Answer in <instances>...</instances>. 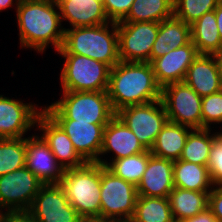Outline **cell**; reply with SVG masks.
I'll use <instances>...</instances> for the list:
<instances>
[{"instance_id":"obj_1","label":"cell","mask_w":222,"mask_h":222,"mask_svg":"<svg viewBox=\"0 0 222 222\" xmlns=\"http://www.w3.org/2000/svg\"><path fill=\"white\" fill-rule=\"evenodd\" d=\"M56 8V9H55ZM56 0L21 2L16 7L21 47L43 53L49 44L57 52L63 44L65 29Z\"/></svg>"},{"instance_id":"obj_2","label":"cell","mask_w":222,"mask_h":222,"mask_svg":"<svg viewBox=\"0 0 222 222\" xmlns=\"http://www.w3.org/2000/svg\"><path fill=\"white\" fill-rule=\"evenodd\" d=\"M161 91L149 62L119 61L110 70L107 94L115 114L128 106L159 100Z\"/></svg>"},{"instance_id":"obj_3","label":"cell","mask_w":222,"mask_h":222,"mask_svg":"<svg viewBox=\"0 0 222 222\" xmlns=\"http://www.w3.org/2000/svg\"><path fill=\"white\" fill-rule=\"evenodd\" d=\"M57 52L86 56L112 68L120 61L117 23L65 29L62 47Z\"/></svg>"},{"instance_id":"obj_4","label":"cell","mask_w":222,"mask_h":222,"mask_svg":"<svg viewBox=\"0 0 222 222\" xmlns=\"http://www.w3.org/2000/svg\"><path fill=\"white\" fill-rule=\"evenodd\" d=\"M62 98L42 107L52 119H70L88 124L107 125L116 115L107 91H63Z\"/></svg>"},{"instance_id":"obj_5","label":"cell","mask_w":222,"mask_h":222,"mask_svg":"<svg viewBox=\"0 0 222 222\" xmlns=\"http://www.w3.org/2000/svg\"><path fill=\"white\" fill-rule=\"evenodd\" d=\"M100 184L101 164L98 162L65 169L60 183L69 203L83 219H100Z\"/></svg>"},{"instance_id":"obj_6","label":"cell","mask_w":222,"mask_h":222,"mask_svg":"<svg viewBox=\"0 0 222 222\" xmlns=\"http://www.w3.org/2000/svg\"><path fill=\"white\" fill-rule=\"evenodd\" d=\"M60 55L66 59L60 74L63 91H107L111 70L107 64L82 55Z\"/></svg>"},{"instance_id":"obj_7","label":"cell","mask_w":222,"mask_h":222,"mask_svg":"<svg viewBox=\"0 0 222 222\" xmlns=\"http://www.w3.org/2000/svg\"><path fill=\"white\" fill-rule=\"evenodd\" d=\"M100 219L129 222L138 197L137 187L101 165Z\"/></svg>"},{"instance_id":"obj_8","label":"cell","mask_w":222,"mask_h":222,"mask_svg":"<svg viewBox=\"0 0 222 222\" xmlns=\"http://www.w3.org/2000/svg\"><path fill=\"white\" fill-rule=\"evenodd\" d=\"M116 115L147 150L153 147L157 135L168 122L166 109L161 99L143 105L125 107Z\"/></svg>"},{"instance_id":"obj_9","label":"cell","mask_w":222,"mask_h":222,"mask_svg":"<svg viewBox=\"0 0 222 222\" xmlns=\"http://www.w3.org/2000/svg\"><path fill=\"white\" fill-rule=\"evenodd\" d=\"M161 100L168 121L202 129V97L184 81L171 83L162 88Z\"/></svg>"},{"instance_id":"obj_10","label":"cell","mask_w":222,"mask_h":222,"mask_svg":"<svg viewBox=\"0 0 222 222\" xmlns=\"http://www.w3.org/2000/svg\"><path fill=\"white\" fill-rule=\"evenodd\" d=\"M158 31V22H117L120 61L150 63Z\"/></svg>"},{"instance_id":"obj_11","label":"cell","mask_w":222,"mask_h":222,"mask_svg":"<svg viewBox=\"0 0 222 222\" xmlns=\"http://www.w3.org/2000/svg\"><path fill=\"white\" fill-rule=\"evenodd\" d=\"M43 183L26 166L0 176V213L29 210Z\"/></svg>"},{"instance_id":"obj_12","label":"cell","mask_w":222,"mask_h":222,"mask_svg":"<svg viewBox=\"0 0 222 222\" xmlns=\"http://www.w3.org/2000/svg\"><path fill=\"white\" fill-rule=\"evenodd\" d=\"M38 222H80L60 184H43L28 210Z\"/></svg>"},{"instance_id":"obj_13","label":"cell","mask_w":222,"mask_h":222,"mask_svg":"<svg viewBox=\"0 0 222 222\" xmlns=\"http://www.w3.org/2000/svg\"><path fill=\"white\" fill-rule=\"evenodd\" d=\"M23 102L0 95V138L24 137L28 130L36 127L44 109H38L35 103Z\"/></svg>"},{"instance_id":"obj_14","label":"cell","mask_w":222,"mask_h":222,"mask_svg":"<svg viewBox=\"0 0 222 222\" xmlns=\"http://www.w3.org/2000/svg\"><path fill=\"white\" fill-rule=\"evenodd\" d=\"M25 166L43 184H60L64 175V167L56 160L48 143L40 135L26 138Z\"/></svg>"},{"instance_id":"obj_15","label":"cell","mask_w":222,"mask_h":222,"mask_svg":"<svg viewBox=\"0 0 222 222\" xmlns=\"http://www.w3.org/2000/svg\"><path fill=\"white\" fill-rule=\"evenodd\" d=\"M67 134L77 153L86 162L101 160L103 132L107 125L88 124L70 119H53Z\"/></svg>"},{"instance_id":"obj_16","label":"cell","mask_w":222,"mask_h":222,"mask_svg":"<svg viewBox=\"0 0 222 222\" xmlns=\"http://www.w3.org/2000/svg\"><path fill=\"white\" fill-rule=\"evenodd\" d=\"M199 55L197 48L190 41L188 44L177 49L170 50L162 57L150 62L157 84L164 86L183 82L189 66Z\"/></svg>"},{"instance_id":"obj_17","label":"cell","mask_w":222,"mask_h":222,"mask_svg":"<svg viewBox=\"0 0 222 222\" xmlns=\"http://www.w3.org/2000/svg\"><path fill=\"white\" fill-rule=\"evenodd\" d=\"M36 126V130L42 131L41 136L64 169L80 167L86 163L75 150L67 134L45 111L38 116Z\"/></svg>"},{"instance_id":"obj_18","label":"cell","mask_w":222,"mask_h":222,"mask_svg":"<svg viewBox=\"0 0 222 222\" xmlns=\"http://www.w3.org/2000/svg\"><path fill=\"white\" fill-rule=\"evenodd\" d=\"M145 151L147 149L117 115L104 128L101 156L113 152L111 161H114Z\"/></svg>"},{"instance_id":"obj_19","label":"cell","mask_w":222,"mask_h":222,"mask_svg":"<svg viewBox=\"0 0 222 222\" xmlns=\"http://www.w3.org/2000/svg\"><path fill=\"white\" fill-rule=\"evenodd\" d=\"M174 161L154 156L150 152L147 168L137 185L138 196L168 197L174 188Z\"/></svg>"},{"instance_id":"obj_20","label":"cell","mask_w":222,"mask_h":222,"mask_svg":"<svg viewBox=\"0 0 222 222\" xmlns=\"http://www.w3.org/2000/svg\"><path fill=\"white\" fill-rule=\"evenodd\" d=\"M62 22L72 28L103 25L111 22L102 0H56Z\"/></svg>"},{"instance_id":"obj_21","label":"cell","mask_w":222,"mask_h":222,"mask_svg":"<svg viewBox=\"0 0 222 222\" xmlns=\"http://www.w3.org/2000/svg\"><path fill=\"white\" fill-rule=\"evenodd\" d=\"M184 82L201 97L221 91L222 82L214 56L199 54L189 66Z\"/></svg>"},{"instance_id":"obj_22","label":"cell","mask_w":222,"mask_h":222,"mask_svg":"<svg viewBox=\"0 0 222 222\" xmlns=\"http://www.w3.org/2000/svg\"><path fill=\"white\" fill-rule=\"evenodd\" d=\"M191 41L190 25L174 15L159 23V31L153 44L150 62L162 57L172 49H177Z\"/></svg>"},{"instance_id":"obj_23","label":"cell","mask_w":222,"mask_h":222,"mask_svg":"<svg viewBox=\"0 0 222 222\" xmlns=\"http://www.w3.org/2000/svg\"><path fill=\"white\" fill-rule=\"evenodd\" d=\"M193 128L168 121L157 135L153 147L150 149L152 155L169 159L179 160L185 146L187 137Z\"/></svg>"},{"instance_id":"obj_24","label":"cell","mask_w":222,"mask_h":222,"mask_svg":"<svg viewBox=\"0 0 222 222\" xmlns=\"http://www.w3.org/2000/svg\"><path fill=\"white\" fill-rule=\"evenodd\" d=\"M210 191H192L174 187L168 199L175 221H185L206 210Z\"/></svg>"},{"instance_id":"obj_25","label":"cell","mask_w":222,"mask_h":222,"mask_svg":"<svg viewBox=\"0 0 222 222\" xmlns=\"http://www.w3.org/2000/svg\"><path fill=\"white\" fill-rule=\"evenodd\" d=\"M190 32L191 41L199 54L213 55L222 49L214 10L193 22Z\"/></svg>"},{"instance_id":"obj_26","label":"cell","mask_w":222,"mask_h":222,"mask_svg":"<svg viewBox=\"0 0 222 222\" xmlns=\"http://www.w3.org/2000/svg\"><path fill=\"white\" fill-rule=\"evenodd\" d=\"M174 187L192 191H211L213 188L207 166L186 162L174 161Z\"/></svg>"},{"instance_id":"obj_27","label":"cell","mask_w":222,"mask_h":222,"mask_svg":"<svg viewBox=\"0 0 222 222\" xmlns=\"http://www.w3.org/2000/svg\"><path fill=\"white\" fill-rule=\"evenodd\" d=\"M173 16V0H134L120 22H158Z\"/></svg>"},{"instance_id":"obj_28","label":"cell","mask_w":222,"mask_h":222,"mask_svg":"<svg viewBox=\"0 0 222 222\" xmlns=\"http://www.w3.org/2000/svg\"><path fill=\"white\" fill-rule=\"evenodd\" d=\"M149 158L150 150H147L145 152L111 162H107V160L102 158L98 161V163L106 167L117 177H120L126 182L132 183L137 187L147 168Z\"/></svg>"},{"instance_id":"obj_29","label":"cell","mask_w":222,"mask_h":222,"mask_svg":"<svg viewBox=\"0 0 222 222\" xmlns=\"http://www.w3.org/2000/svg\"><path fill=\"white\" fill-rule=\"evenodd\" d=\"M168 197L138 196L129 222H174Z\"/></svg>"},{"instance_id":"obj_30","label":"cell","mask_w":222,"mask_h":222,"mask_svg":"<svg viewBox=\"0 0 222 222\" xmlns=\"http://www.w3.org/2000/svg\"><path fill=\"white\" fill-rule=\"evenodd\" d=\"M211 130V128L193 129L187 137L179 160L207 166L212 142L220 133L211 134Z\"/></svg>"},{"instance_id":"obj_31","label":"cell","mask_w":222,"mask_h":222,"mask_svg":"<svg viewBox=\"0 0 222 222\" xmlns=\"http://www.w3.org/2000/svg\"><path fill=\"white\" fill-rule=\"evenodd\" d=\"M26 164V137L0 138V176Z\"/></svg>"},{"instance_id":"obj_32","label":"cell","mask_w":222,"mask_h":222,"mask_svg":"<svg viewBox=\"0 0 222 222\" xmlns=\"http://www.w3.org/2000/svg\"><path fill=\"white\" fill-rule=\"evenodd\" d=\"M221 0H173V15L191 25L205 13L216 9Z\"/></svg>"},{"instance_id":"obj_33","label":"cell","mask_w":222,"mask_h":222,"mask_svg":"<svg viewBox=\"0 0 222 222\" xmlns=\"http://www.w3.org/2000/svg\"><path fill=\"white\" fill-rule=\"evenodd\" d=\"M202 129H210L212 123H222V90L202 97Z\"/></svg>"},{"instance_id":"obj_34","label":"cell","mask_w":222,"mask_h":222,"mask_svg":"<svg viewBox=\"0 0 222 222\" xmlns=\"http://www.w3.org/2000/svg\"><path fill=\"white\" fill-rule=\"evenodd\" d=\"M207 167L212 185L222 187V130L212 142Z\"/></svg>"},{"instance_id":"obj_35","label":"cell","mask_w":222,"mask_h":222,"mask_svg":"<svg viewBox=\"0 0 222 222\" xmlns=\"http://www.w3.org/2000/svg\"><path fill=\"white\" fill-rule=\"evenodd\" d=\"M111 22L122 21L129 13L134 0H102Z\"/></svg>"},{"instance_id":"obj_36","label":"cell","mask_w":222,"mask_h":222,"mask_svg":"<svg viewBox=\"0 0 222 222\" xmlns=\"http://www.w3.org/2000/svg\"><path fill=\"white\" fill-rule=\"evenodd\" d=\"M208 208L216 216L218 222H222V187L213 186L209 193Z\"/></svg>"},{"instance_id":"obj_37","label":"cell","mask_w":222,"mask_h":222,"mask_svg":"<svg viewBox=\"0 0 222 222\" xmlns=\"http://www.w3.org/2000/svg\"><path fill=\"white\" fill-rule=\"evenodd\" d=\"M0 222H38L28 211H10L3 212L0 216Z\"/></svg>"},{"instance_id":"obj_38","label":"cell","mask_w":222,"mask_h":222,"mask_svg":"<svg viewBox=\"0 0 222 222\" xmlns=\"http://www.w3.org/2000/svg\"><path fill=\"white\" fill-rule=\"evenodd\" d=\"M185 222H218V220L212 211L207 208L206 210L198 213L196 216L188 218Z\"/></svg>"},{"instance_id":"obj_39","label":"cell","mask_w":222,"mask_h":222,"mask_svg":"<svg viewBox=\"0 0 222 222\" xmlns=\"http://www.w3.org/2000/svg\"><path fill=\"white\" fill-rule=\"evenodd\" d=\"M214 11H215L218 32L222 42V0L219 2L218 6Z\"/></svg>"},{"instance_id":"obj_40","label":"cell","mask_w":222,"mask_h":222,"mask_svg":"<svg viewBox=\"0 0 222 222\" xmlns=\"http://www.w3.org/2000/svg\"><path fill=\"white\" fill-rule=\"evenodd\" d=\"M213 56L216 60L219 75H220L221 82H222V49L220 51L216 52L215 54H213Z\"/></svg>"},{"instance_id":"obj_41","label":"cell","mask_w":222,"mask_h":222,"mask_svg":"<svg viewBox=\"0 0 222 222\" xmlns=\"http://www.w3.org/2000/svg\"><path fill=\"white\" fill-rule=\"evenodd\" d=\"M13 3L16 5V7L19 4L18 0H0V12L6 10V8H10L11 6H13Z\"/></svg>"},{"instance_id":"obj_42","label":"cell","mask_w":222,"mask_h":222,"mask_svg":"<svg viewBox=\"0 0 222 222\" xmlns=\"http://www.w3.org/2000/svg\"><path fill=\"white\" fill-rule=\"evenodd\" d=\"M80 222H115V221L98 219V218H87V219H82Z\"/></svg>"},{"instance_id":"obj_43","label":"cell","mask_w":222,"mask_h":222,"mask_svg":"<svg viewBox=\"0 0 222 222\" xmlns=\"http://www.w3.org/2000/svg\"><path fill=\"white\" fill-rule=\"evenodd\" d=\"M32 1H42V0H18L19 3H21V2H32Z\"/></svg>"}]
</instances>
